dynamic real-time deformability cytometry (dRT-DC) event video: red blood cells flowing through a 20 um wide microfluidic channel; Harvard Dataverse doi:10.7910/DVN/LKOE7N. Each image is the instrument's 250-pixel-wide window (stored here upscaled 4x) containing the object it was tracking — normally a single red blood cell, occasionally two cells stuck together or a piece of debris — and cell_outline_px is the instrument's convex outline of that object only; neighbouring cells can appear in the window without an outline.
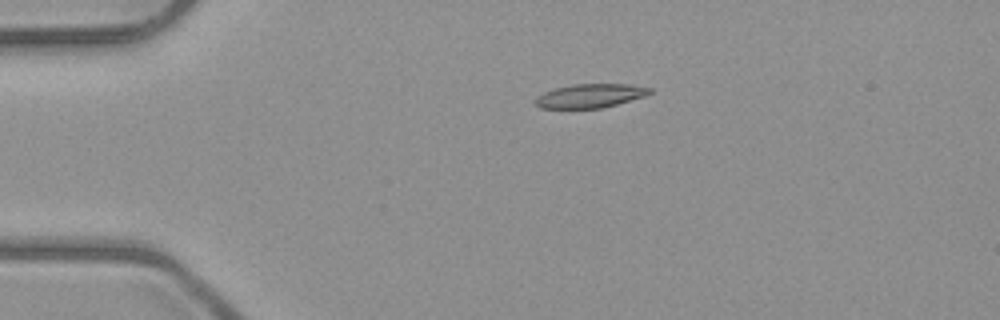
{"species": "common noctule bat (a hibernating species)", "species_latin": "Nyctalus noctula", "temperature_condition": "room temperature", "stored_images_in_passage": 5, "camera_frame_rate_fps": 3000, "um_per_image_px": 0.085, "animal": {"sex": "male", "body_mass_g": 23.1, "forearm_length_mm": 52.7}, "frame": {"image": 1, "passage_image": 4, "time_ms": 3.333, "image_size_px": [1000, 320], "cell_outline_px": [[652, 92], [644, 96], [616, 104], [600, 108], [540, 108], [536, 104], [536, 96], [544, 92], [556, 88], [572, 84], [628, 84], [652, 88]], "centroid_in_image_um": [50.16, 8.13], "position_along_channel_um": 34.8, "area_um2": 15.72}}